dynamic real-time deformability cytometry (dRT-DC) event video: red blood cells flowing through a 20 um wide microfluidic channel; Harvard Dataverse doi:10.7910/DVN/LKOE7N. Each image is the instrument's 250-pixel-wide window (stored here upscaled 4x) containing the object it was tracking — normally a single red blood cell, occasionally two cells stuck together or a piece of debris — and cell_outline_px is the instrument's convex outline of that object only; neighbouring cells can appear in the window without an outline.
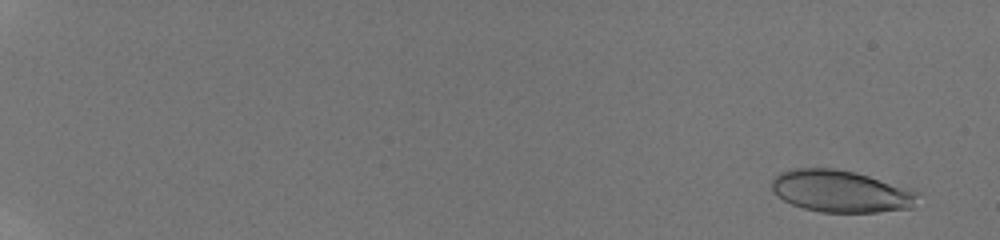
{"species": "human", "species_latin": "Homo sapiens", "temperature_condition": "room temperature", "stored_images_in_passage": 21, "camera_frame_rate_fps": 3000, "um_per_image_px": 0.085, "donor": {"sex": "male"}, "frame": {"image": 1, "passage_image": 1, "time_ms": 0.0, "image_size_px": [1000, 240], "cell_outline_px": [[920, 192], [912, 208], [876, 212], [820, 212], [804, 208], [792, 204], [784, 200], [772, 192], [772, 180], [780, 172], [792, 168], [832, 168], [856, 172], [912, 188]], "centroid_in_image_um": [71.49, 16.25], "position_along_channel_um": 13.5, "area_um2": 36.01}}
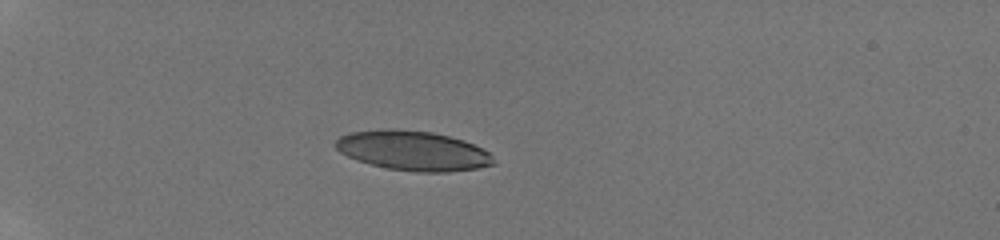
{"frame": {"image": 2, "passage_image": 18, "time_ms": 5.0, "image_size_px": [1000, 240], "cell_outline_px": [[496, 164], [476, 168], [448, 172], [416, 172], [388, 168], [356, 160], [340, 152], [332, 144], [340, 136], [348, 132], [384, 128], [392, 128], [432, 132], [464, 140], [488, 152], [492, 156]], "centroid_in_image_um": [35.06, 12.8], "position_along_channel_um": 49.9, "area_um2": 36.59}}